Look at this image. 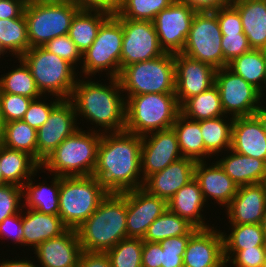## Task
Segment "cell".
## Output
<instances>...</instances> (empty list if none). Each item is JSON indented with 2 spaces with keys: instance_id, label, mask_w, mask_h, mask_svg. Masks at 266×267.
Instances as JSON below:
<instances>
[{
  "instance_id": "obj_1",
  "label": "cell",
  "mask_w": 266,
  "mask_h": 267,
  "mask_svg": "<svg viewBox=\"0 0 266 267\" xmlns=\"http://www.w3.org/2000/svg\"><path fill=\"white\" fill-rule=\"evenodd\" d=\"M142 136L127 131L102 133L93 172L108 193L143 187Z\"/></svg>"
},
{
  "instance_id": "obj_2",
  "label": "cell",
  "mask_w": 266,
  "mask_h": 267,
  "mask_svg": "<svg viewBox=\"0 0 266 267\" xmlns=\"http://www.w3.org/2000/svg\"><path fill=\"white\" fill-rule=\"evenodd\" d=\"M80 78L81 76L69 98L75 108L77 118H85L87 122L94 125L92 129L88 130L100 133L124 131L126 99L119 79L108 77L109 83L104 82V85L99 81H91L93 78ZM97 128L99 129L97 130Z\"/></svg>"
},
{
  "instance_id": "obj_3",
  "label": "cell",
  "mask_w": 266,
  "mask_h": 267,
  "mask_svg": "<svg viewBox=\"0 0 266 267\" xmlns=\"http://www.w3.org/2000/svg\"><path fill=\"white\" fill-rule=\"evenodd\" d=\"M127 192L108 193L98 208L76 229L81 248L107 252L127 238Z\"/></svg>"
},
{
  "instance_id": "obj_4",
  "label": "cell",
  "mask_w": 266,
  "mask_h": 267,
  "mask_svg": "<svg viewBox=\"0 0 266 267\" xmlns=\"http://www.w3.org/2000/svg\"><path fill=\"white\" fill-rule=\"evenodd\" d=\"M101 135L98 131L80 127L43 161L41 171L46 170L50 175L54 173L60 177L92 176Z\"/></svg>"
},
{
  "instance_id": "obj_5",
  "label": "cell",
  "mask_w": 266,
  "mask_h": 267,
  "mask_svg": "<svg viewBox=\"0 0 266 267\" xmlns=\"http://www.w3.org/2000/svg\"><path fill=\"white\" fill-rule=\"evenodd\" d=\"M180 113L175 94L148 93L130 96L126 100L125 131L144 136L172 128Z\"/></svg>"
},
{
  "instance_id": "obj_6",
  "label": "cell",
  "mask_w": 266,
  "mask_h": 267,
  "mask_svg": "<svg viewBox=\"0 0 266 267\" xmlns=\"http://www.w3.org/2000/svg\"><path fill=\"white\" fill-rule=\"evenodd\" d=\"M118 79L126 100L148 93L175 94L174 54L165 52L158 58L125 66Z\"/></svg>"
},
{
  "instance_id": "obj_7",
  "label": "cell",
  "mask_w": 266,
  "mask_h": 267,
  "mask_svg": "<svg viewBox=\"0 0 266 267\" xmlns=\"http://www.w3.org/2000/svg\"><path fill=\"white\" fill-rule=\"evenodd\" d=\"M21 58L28 65L40 93L69 99L79 74L71 63L43 46L30 48Z\"/></svg>"
},
{
  "instance_id": "obj_8",
  "label": "cell",
  "mask_w": 266,
  "mask_h": 267,
  "mask_svg": "<svg viewBox=\"0 0 266 267\" xmlns=\"http://www.w3.org/2000/svg\"><path fill=\"white\" fill-rule=\"evenodd\" d=\"M107 194L94 176L60 177L58 215L68 229L76 230Z\"/></svg>"
},
{
  "instance_id": "obj_9",
  "label": "cell",
  "mask_w": 266,
  "mask_h": 267,
  "mask_svg": "<svg viewBox=\"0 0 266 267\" xmlns=\"http://www.w3.org/2000/svg\"><path fill=\"white\" fill-rule=\"evenodd\" d=\"M122 45V19L110 15L101 24L93 44L82 54L79 76L91 78L97 73L99 75L100 72H105L107 77L118 78L121 72Z\"/></svg>"
},
{
  "instance_id": "obj_10",
  "label": "cell",
  "mask_w": 266,
  "mask_h": 267,
  "mask_svg": "<svg viewBox=\"0 0 266 267\" xmlns=\"http://www.w3.org/2000/svg\"><path fill=\"white\" fill-rule=\"evenodd\" d=\"M79 10L74 1L60 4L26 3L24 15L30 48L43 46L55 37L68 34Z\"/></svg>"
},
{
  "instance_id": "obj_11",
  "label": "cell",
  "mask_w": 266,
  "mask_h": 267,
  "mask_svg": "<svg viewBox=\"0 0 266 267\" xmlns=\"http://www.w3.org/2000/svg\"><path fill=\"white\" fill-rule=\"evenodd\" d=\"M222 32L213 11H196L182 54L207 63L216 70L224 67Z\"/></svg>"
},
{
  "instance_id": "obj_12",
  "label": "cell",
  "mask_w": 266,
  "mask_h": 267,
  "mask_svg": "<svg viewBox=\"0 0 266 267\" xmlns=\"http://www.w3.org/2000/svg\"><path fill=\"white\" fill-rule=\"evenodd\" d=\"M215 85L220 93L224 114L232 118L253 116L263 100H266L257 88L228 67L216 70Z\"/></svg>"
},
{
  "instance_id": "obj_13",
  "label": "cell",
  "mask_w": 266,
  "mask_h": 267,
  "mask_svg": "<svg viewBox=\"0 0 266 267\" xmlns=\"http://www.w3.org/2000/svg\"><path fill=\"white\" fill-rule=\"evenodd\" d=\"M196 11L187 3L174 0L154 18L160 47L169 53H181L189 35Z\"/></svg>"
},
{
  "instance_id": "obj_14",
  "label": "cell",
  "mask_w": 266,
  "mask_h": 267,
  "mask_svg": "<svg viewBox=\"0 0 266 267\" xmlns=\"http://www.w3.org/2000/svg\"><path fill=\"white\" fill-rule=\"evenodd\" d=\"M123 45L121 70L130 64L158 58L160 47L153 21L122 19Z\"/></svg>"
},
{
  "instance_id": "obj_15",
  "label": "cell",
  "mask_w": 266,
  "mask_h": 267,
  "mask_svg": "<svg viewBox=\"0 0 266 267\" xmlns=\"http://www.w3.org/2000/svg\"><path fill=\"white\" fill-rule=\"evenodd\" d=\"M75 108L69 99H62L51 111L48 120L37 130V162L43 161L79 126Z\"/></svg>"
},
{
  "instance_id": "obj_16",
  "label": "cell",
  "mask_w": 266,
  "mask_h": 267,
  "mask_svg": "<svg viewBox=\"0 0 266 267\" xmlns=\"http://www.w3.org/2000/svg\"><path fill=\"white\" fill-rule=\"evenodd\" d=\"M183 158L173 128L142 136L141 173L143 182L152 174Z\"/></svg>"
},
{
  "instance_id": "obj_17",
  "label": "cell",
  "mask_w": 266,
  "mask_h": 267,
  "mask_svg": "<svg viewBox=\"0 0 266 267\" xmlns=\"http://www.w3.org/2000/svg\"><path fill=\"white\" fill-rule=\"evenodd\" d=\"M175 95L179 106L188 98L206 91L215 84L216 69L182 53L174 54Z\"/></svg>"
},
{
  "instance_id": "obj_18",
  "label": "cell",
  "mask_w": 266,
  "mask_h": 267,
  "mask_svg": "<svg viewBox=\"0 0 266 267\" xmlns=\"http://www.w3.org/2000/svg\"><path fill=\"white\" fill-rule=\"evenodd\" d=\"M215 227V228H214ZM217 225L197 229L189 238L183 267H226L222 230Z\"/></svg>"
},
{
  "instance_id": "obj_19",
  "label": "cell",
  "mask_w": 266,
  "mask_h": 267,
  "mask_svg": "<svg viewBox=\"0 0 266 267\" xmlns=\"http://www.w3.org/2000/svg\"><path fill=\"white\" fill-rule=\"evenodd\" d=\"M167 208L165 199L153 196L143 188L127 191V238H143L148 227Z\"/></svg>"
},
{
  "instance_id": "obj_20",
  "label": "cell",
  "mask_w": 266,
  "mask_h": 267,
  "mask_svg": "<svg viewBox=\"0 0 266 267\" xmlns=\"http://www.w3.org/2000/svg\"><path fill=\"white\" fill-rule=\"evenodd\" d=\"M37 267H77L82 252L77 231L67 229L34 249ZM40 263V264H39Z\"/></svg>"
},
{
  "instance_id": "obj_21",
  "label": "cell",
  "mask_w": 266,
  "mask_h": 267,
  "mask_svg": "<svg viewBox=\"0 0 266 267\" xmlns=\"http://www.w3.org/2000/svg\"><path fill=\"white\" fill-rule=\"evenodd\" d=\"M206 163L197 161L194 168V178L198 181L204 199L208 203L209 199L215 200L223 208L227 207L235 197L238 185L225 173L223 168L216 161ZM211 164V165H210Z\"/></svg>"
},
{
  "instance_id": "obj_22",
  "label": "cell",
  "mask_w": 266,
  "mask_h": 267,
  "mask_svg": "<svg viewBox=\"0 0 266 267\" xmlns=\"http://www.w3.org/2000/svg\"><path fill=\"white\" fill-rule=\"evenodd\" d=\"M265 210L266 187L258 183L239 186L225 213L228 224H260Z\"/></svg>"
},
{
  "instance_id": "obj_23",
  "label": "cell",
  "mask_w": 266,
  "mask_h": 267,
  "mask_svg": "<svg viewBox=\"0 0 266 267\" xmlns=\"http://www.w3.org/2000/svg\"><path fill=\"white\" fill-rule=\"evenodd\" d=\"M196 161L181 158L162 171L150 175L143 184L149 194L168 201L177 191L194 178Z\"/></svg>"
},
{
  "instance_id": "obj_24",
  "label": "cell",
  "mask_w": 266,
  "mask_h": 267,
  "mask_svg": "<svg viewBox=\"0 0 266 267\" xmlns=\"http://www.w3.org/2000/svg\"><path fill=\"white\" fill-rule=\"evenodd\" d=\"M230 149L266 162V134L254 115L234 118Z\"/></svg>"
},
{
  "instance_id": "obj_25",
  "label": "cell",
  "mask_w": 266,
  "mask_h": 267,
  "mask_svg": "<svg viewBox=\"0 0 266 267\" xmlns=\"http://www.w3.org/2000/svg\"><path fill=\"white\" fill-rule=\"evenodd\" d=\"M206 203L198 181L193 178L167 201V206L171 212L186 219L195 228L204 229L211 227L202 214L209 205Z\"/></svg>"
},
{
  "instance_id": "obj_26",
  "label": "cell",
  "mask_w": 266,
  "mask_h": 267,
  "mask_svg": "<svg viewBox=\"0 0 266 267\" xmlns=\"http://www.w3.org/2000/svg\"><path fill=\"white\" fill-rule=\"evenodd\" d=\"M27 211V212H26ZM25 213V214H24ZM23 245L34 250L44 241L57 237L68 228L59 215H48L22 208Z\"/></svg>"
},
{
  "instance_id": "obj_27",
  "label": "cell",
  "mask_w": 266,
  "mask_h": 267,
  "mask_svg": "<svg viewBox=\"0 0 266 267\" xmlns=\"http://www.w3.org/2000/svg\"><path fill=\"white\" fill-rule=\"evenodd\" d=\"M252 49H266V0H233Z\"/></svg>"
},
{
  "instance_id": "obj_28",
  "label": "cell",
  "mask_w": 266,
  "mask_h": 267,
  "mask_svg": "<svg viewBox=\"0 0 266 267\" xmlns=\"http://www.w3.org/2000/svg\"><path fill=\"white\" fill-rule=\"evenodd\" d=\"M225 155L219 157L217 162L238 187L264 182L266 177L264 160L238 154L231 149L227 150Z\"/></svg>"
},
{
  "instance_id": "obj_29",
  "label": "cell",
  "mask_w": 266,
  "mask_h": 267,
  "mask_svg": "<svg viewBox=\"0 0 266 267\" xmlns=\"http://www.w3.org/2000/svg\"><path fill=\"white\" fill-rule=\"evenodd\" d=\"M41 170V167L33 174V177L25 182L23 185V207L36 210L43 214L58 215L59 214V192H60V176L52 175L50 186L44 182L34 183L37 172ZM34 181H33V180ZM46 184V185H45ZM25 202V203H24Z\"/></svg>"
},
{
  "instance_id": "obj_30",
  "label": "cell",
  "mask_w": 266,
  "mask_h": 267,
  "mask_svg": "<svg viewBox=\"0 0 266 267\" xmlns=\"http://www.w3.org/2000/svg\"><path fill=\"white\" fill-rule=\"evenodd\" d=\"M0 166L3 181L6 184H14L20 187H23L25 182L41 167L28 153L10 149L1 143Z\"/></svg>"
},
{
  "instance_id": "obj_31",
  "label": "cell",
  "mask_w": 266,
  "mask_h": 267,
  "mask_svg": "<svg viewBox=\"0 0 266 267\" xmlns=\"http://www.w3.org/2000/svg\"><path fill=\"white\" fill-rule=\"evenodd\" d=\"M176 133L179 148L184 158L194 161H209L212 155L205 149L201 134V121H195L179 113L172 125Z\"/></svg>"
},
{
  "instance_id": "obj_32",
  "label": "cell",
  "mask_w": 266,
  "mask_h": 267,
  "mask_svg": "<svg viewBox=\"0 0 266 267\" xmlns=\"http://www.w3.org/2000/svg\"><path fill=\"white\" fill-rule=\"evenodd\" d=\"M227 67L257 88L263 95L266 93V58L264 50L251 49L234 58L228 63Z\"/></svg>"
},
{
  "instance_id": "obj_33",
  "label": "cell",
  "mask_w": 266,
  "mask_h": 267,
  "mask_svg": "<svg viewBox=\"0 0 266 267\" xmlns=\"http://www.w3.org/2000/svg\"><path fill=\"white\" fill-rule=\"evenodd\" d=\"M110 15L101 11L79 10L71 23L68 36L81 54L93 44L101 24Z\"/></svg>"
},
{
  "instance_id": "obj_34",
  "label": "cell",
  "mask_w": 266,
  "mask_h": 267,
  "mask_svg": "<svg viewBox=\"0 0 266 267\" xmlns=\"http://www.w3.org/2000/svg\"><path fill=\"white\" fill-rule=\"evenodd\" d=\"M30 49L25 15L0 19V54L20 58Z\"/></svg>"
},
{
  "instance_id": "obj_35",
  "label": "cell",
  "mask_w": 266,
  "mask_h": 267,
  "mask_svg": "<svg viewBox=\"0 0 266 267\" xmlns=\"http://www.w3.org/2000/svg\"><path fill=\"white\" fill-rule=\"evenodd\" d=\"M228 118V119H226ZM234 118L226 115L201 120V134L205 149L214 157L225 154L231 148L232 124ZM224 151V152H223Z\"/></svg>"
},
{
  "instance_id": "obj_36",
  "label": "cell",
  "mask_w": 266,
  "mask_h": 267,
  "mask_svg": "<svg viewBox=\"0 0 266 267\" xmlns=\"http://www.w3.org/2000/svg\"><path fill=\"white\" fill-rule=\"evenodd\" d=\"M180 113L195 121L224 116L217 86L214 84L199 95L188 98L180 106Z\"/></svg>"
},
{
  "instance_id": "obj_37",
  "label": "cell",
  "mask_w": 266,
  "mask_h": 267,
  "mask_svg": "<svg viewBox=\"0 0 266 267\" xmlns=\"http://www.w3.org/2000/svg\"><path fill=\"white\" fill-rule=\"evenodd\" d=\"M196 230L197 228L186 219L181 218L167 208L166 211L148 227L142 240L160 243L170 237L192 235Z\"/></svg>"
},
{
  "instance_id": "obj_38",
  "label": "cell",
  "mask_w": 266,
  "mask_h": 267,
  "mask_svg": "<svg viewBox=\"0 0 266 267\" xmlns=\"http://www.w3.org/2000/svg\"><path fill=\"white\" fill-rule=\"evenodd\" d=\"M19 67L0 76V93H8L37 99L43 95L38 90L31 70L24 60L17 58Z\"/></svg>"
},
{
  "instance_id": "obj_39",
  "label": "cell",
  "mask_w": 266,
  "mask_h": 267,
  "mask_svg": "<svg viewBox=\"0 0 266 267\" xmlns=\"http://www.w3.org/2000/svg\"><path fill=\"white\" fill-rule=\"evenodd\" d=\"M0 143L10 149L26 152L37 161V130L23 120L5 123Z\"/></svg>"
},
{
  "instance_id": "obj_40",
  "label": "cell",
  "mask_w": 266,
  "mask_h": 267,
  "mask_svg": "<svg viewBox=\"0 0 266 267\" xmlns=\"http://www.w3.org/2000/svg\"><path fill=\"white\" fill-rule=\"evenodd\" d=\"M230 226L229 234L222 232L224 252H238L243 248L266 246V238L260 224H230Z\"/></svg>"
},
{
  "instance_id": "obj_41",
  "label": "cell",
  "mask_w": 266,
  "mask_h": 267,
  "mask_svg": "<svg viewBox=\"0 0 266 267\" xmlns=\"http://www.w3.org/2000/svg\"><path fill=\"white\" fill-rule=\"evenodd\" d=\"M174 0H123L119 12L121 19L153 21L163 9L168 8Z\"/></svg>"
},
{
  "instance_id": "obj_42",
  "label": "cell",
  "mask_w": 266,
  "mask_h": 267,
  "mask_svg": "<svg viewBox=\"0 0 266 267\" xmlns=\"http://www.w3.org/2000/svg\"><path fill=\"white\" fill-rule=\"evenodd\" d=\"M142 238L128 237L118 242L108 254L112 267H142Z\"/></svg>"
},
{
  "instance_id": "obj_43",
  "label": "cell",
  "mask_w": 266,
  "mask_h": 267,
  "mask_svg": "<svg viewBox=\"0 0 266 267\" xmlns=\"http://www.w3.org/2000/svg\"><path fill=\"white\" fill-rule=\"evenodd\" d=\"M191 235L170 237L160 242L161 267H183V255Z\"/></svg>"
},
{
  "instance_id": "obj_44",
  "label": "cell",
  "mask_w": 266,
  "mask_h": 267,
  "mask_svg": "<svg viewBox=\"0 0 266 267\" xmlns=\"http://www.w3.org/2000/svg\"><path fill=\"white\" fill-rule=\"evenodd\" d=\"M22 199V187L14 184L0 186V223L5 218L21 212L23 208Z\"/></svg>"
},
{
  "instance_id": "obj_45",
  "label": "cell",
  "mask_w": 266,
  "mask_h": 267,
  "mask_svg": "<svg viewBox=\"0 0 266 267\" xmlns=\"http://www.w3.org/2000/svg\"><path fill=\"white\" fill-rule=\"evenodd\" d=\"M266 254V246L243 248L238 252H224L226 267H262Z\"/></svg>"
},
{
  "instance_id": "obj_46",
  "label": "cell",
  "mask_w": 266,
  "mask_h": 267,
  "mask_svg": "<svg viewBox=\"0 0 266 267\" xmlns=\"http://www.w3.org/2000/svg\"><path fill=\"white\" fill-rule=\"evenodd\" d=\"M33 99L8 93H0V108L5 123L22 120Z\"/></svg>"
},
{
  "instance_id": "obj_47",
  "label": "cell",
  "mask_w": 266,
  "mask_h": 267,
  "mask_svg": "<svg viewBox=\"0 0 266 267\" xmlns=\"http://www.w3.org/2000/svg\"><path fill=\"white\" fill-rule=\"evenodd\" d=\"M45 97V98H44ZM33 99L29 105L27 112L23 117V121L26 122L30 127L38 130L47 120L52 109L62 100L58 97H52L50 101L46 103V95ZM46 99L43 100L42 99ZM56 98V99H55Z\"/></svg>"
},
{
  "instance_id": "obj_48",
  "label": "cell",
  "mask_w": 266,
  "mask_h": 267,
  "mask_svg": "<svg viewBox=\"0 0 266 267\" xmlns=\"http://www.w3.org/2000/svg\"><path fill=\"white\" fill-rule=\"evenodd\" d=\"M43 47L49 52L68 61L75 68L78 64L82 63V54L68 34L55 37L44 44Z\"/></svg>"
},
{
  "instance_id": "obj_49",
  "label": "cell",
  "mask_w": 266,
  "mask_h": 267,
  "mask_svg": "<svg viewBox=\"0 0 266 267\" xmlns=\"http://www.w3.org/2000/svg\"><path fill=\"white\" fill-rule=\"evenodd\" d=\"M222 51L224 57V67L228 66L234 58L241 56L252 48L244 33L222 34Z\"/></svg>"
},
{
  "instance_id": "obj_50",
  "label": "cell",
  "mask_w": 266,
  "mask_h": 267,
  "mask_svg": "<svg viewBox=\"0 0 266 267\" xmlns=\"http://www.w3.org/2000/svg\"><path fill=\"white\" fill-rule=\"evenodd\" d=\"M213 12L217 16L222 34L244 33L239 12L232 4Z\"/></svg>"
},
{
  "instance_id": "obj_51",
  "label": "cell",
  "mask_w": 266,
  "mask_h": 267,
  "mask_svg": "<svg viewBox=\"0 0 266 267\" xmlns=\"http://www.w3.org/2000/svg\"><path fill=\"white\" fill-rule=\"evenodd\" d=\"M0 238L5 240L9 238L17 246L18 244L23 246L22 210L0 223Z\"/></svg>"
},
{
  "instance_id": "obj_52",
  "label": "cell",
  "mask_w": 266,
  "mask_h": 267,
  "mask_svg": "<svg viewBox=\"0 0 266 267\" xmlns=\"http://www.w3.org/2000/svg\"><path fill=\"white\" fill-rule=\"evenodd\" d=\"M80 10L101 11L109 15H116L123 0H73Z\"/></svg>"
},
{
  "instance_id": "obj_53",
  "label": "cell",
  "mask_w": 266,
  "mask_h": 267,
  "mask_svg": "<svg viewBox=\"0 0 266 267\" xmlns=\"http://www.w3.org/2000/svg\"><path fill=\"white\" fill-rule=\"evenodd\" d=\"M162 246L156 242L143 241L142 267H161Z\"/></svg>"
},
{
  "instance_id": "obj_54",
  "label": "cell",
  "mask_w": 266,
  "mask_h": 267,
  "mask_svg": "<svg viewBox=\"0 0 266 267\" xmlns=\"http://www.w3.org/2000/svg\"><path fill=\"white\" fill-rule=\"evenodd\" d=\"M77 267H112L106 252H89L82 250Z\"/></svg>"
},
{
  "instance_id": "obj_55",
  "label": "cell",
  "mask_w": 266,
  "mask_h": 267,
  "mask_svg": "<svg viewBox=\"0 0 266 267\" xmlns=\"http://www.w3.org/2000/svg\"><path fill=\"white\" fill-rule=\"evenodd\" d=\"M25 6V0H0V19L21 17Z\"/></svg>"
},
{
  "instance_id": "obj_56",
  "label": "cell",
  "mask_w": 266,
  "mask_h": 267,
  "mask_svg": "<svg viewBox=\"0 0 266 267\" xmlns=\"http://www.w3.org/2000/svg\"><path fill=\"white\" fill-rule=\"evenodd\" d=\"M187 3L195 11H216L231 5L233 0H179Z\"/></svg>"
},
{
  "instance_id": "obj_57",
  "label": "cell",
  "mask_w": 266,
  "mask_h": 267,
  "mask_svg": "<svg viewBox=\"0 0 266 267\" xmlns=\"http://www.w3.org/2000/svg\"><path fill=\"white\" fill-rule=\"evenodd\" d=\"M13 258L12 260L10 259H5L2 261L0 260V267H37L36 266V263L32 260H29L28 258H25V259H16Z\"/></svg>"
},
{
  "instance_id": "obj_58",
  "label": "cell",
  "mask_w": 266,
  "mask_h": 267,
  "mask_svg": "<svg viewBox=\"0 0 266 267\" xmlns=\"http://www.w3.org/2000/svg\"><path fill=\"white\" fill-rule=\"evenodd\" d=\"M254 116L260 122L264 133L266 134V106L261 104L258 109L254 112Z\"/></svg>"
},
{
  "instance_id": "obj_59",
  "label": "cell",
  "mask_w": 266,
  "mask_h": 267,
  "mask_svg": "<svg viewBox=\"0 0 266 267\" xmlns=\"http://www.w3.org/2000/svg\"><path fill=\"white\" fill-rule=\"evenodd\" d=\"M28 4H60L69 3L73 0H25Z\"/></svg>"
},
{
  "instance_id": "obj_60",
  "label": "cell",
  "mask_w": 266,
  "mask_h": 267,
  "mask_svg": "<svg viewBox=\"0 0 266 267\" xmlns=\"http://www.w3.org/2000/svg\"><path fill=\"white\" fill-rule=\"evenodd\" d=\"M260 226L262 227V230H263L265 238H266V210H265V213L261 219Z\"/></svg>"
},
{
  "instance_id": "obj_61",
  "label": "cell",
  "mask_w": 266,
  "mask_h": 267,
  "mask_svg": "<svg viewBox=\"0 0 266 267\" xmlns=\"http://www.w3.org/2000/svg\"><path fill=\"white\" fill-rule=\"evenodd\" d=\"M4 125H5V122L3 120L2 111H1V108H0V138H1L3 130H4Z\"/></svg>"
},
{
  "instance_id": "obj_62",
  "label": "cell",
  "mask_w": 266,
  "mask_h": 267,
  "mask_svg": "<svg viewBox=\"0 0 266 267\" xmlns=\"http://www.w3.org/2000/svg\"><path fill=\"white\" fill-rule=\"evenodd\" d=\"M4 184H6V183L3 181V175H2V172H1V166H0V186L4 185Z\"/></svg>"
},
{
  "instance_id": "obj_63",
  "label": "cell",
  "mask_w": 266,
  "mask_h": 267,
  "mask_svg": "<svg viewBox=\"0 0 266 267\" xmlns=\"http://www.w3.org/2000/svg\"><path fill=\"white\" fill-rule=\"evenodd\" d=\"M262 267H266V254H265V257H264V262L262 264Z\"/></svg>"
}]
</instances>
